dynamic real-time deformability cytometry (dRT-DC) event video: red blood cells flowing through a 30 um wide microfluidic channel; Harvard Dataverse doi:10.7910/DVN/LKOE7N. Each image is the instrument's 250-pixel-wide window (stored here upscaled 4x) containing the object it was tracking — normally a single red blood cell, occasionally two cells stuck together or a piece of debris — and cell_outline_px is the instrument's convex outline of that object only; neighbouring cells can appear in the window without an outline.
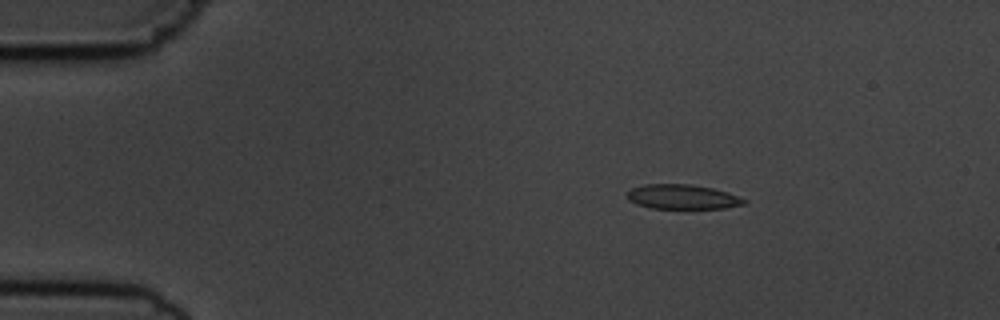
{"species": "common noctule bat (a hibernating species)", "species_latin": "Nyctalus noctula", "temperature_condition": "cold", "stored_images_in_passage": 4, "camera_frame_rate_fps": 3000, "um_per_image_px": 0.085, "animal": {"sex": "male", "body_mass_g": 19.5, "forearm_length_mm": 54.6}, "frame": {"image": 1, "passage_image": 2, "time_ms": 2.0, "image_size_px": [1000, 320], "cell_outline_px": [[748, 200], [744, 204], [724, 208], [652, 208], [636, 204], [628, 200], [628, 192], [632, 188], [644, 184], [692, 184], [712, 188], [728, 192]], "centroid_in_image_um": [58.02, 16.72], "position_along_channel_um": 27.0, "area_um2": 16.7}}